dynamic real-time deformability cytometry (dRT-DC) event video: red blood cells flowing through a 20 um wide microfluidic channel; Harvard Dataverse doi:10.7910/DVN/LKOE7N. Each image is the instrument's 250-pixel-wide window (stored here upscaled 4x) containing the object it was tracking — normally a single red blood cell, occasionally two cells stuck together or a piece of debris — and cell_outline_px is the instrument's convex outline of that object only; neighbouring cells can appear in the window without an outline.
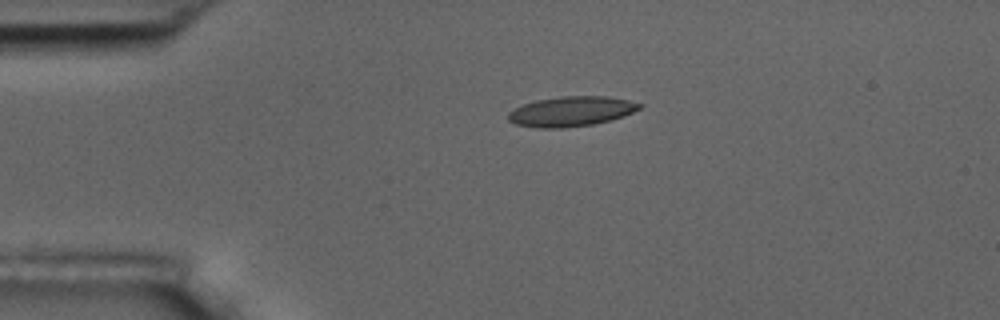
{"species": "common noctule bat (a hibernating species)", "species_latin": "Nyctalus noctula", "temperature_condition": "room temperature", "stored_images_in_passage": 2, "camera_frame_rate_fps": 3000, "um_per_image_px": 0.085, "animal": {"sex": "male", "body_mass_g": 17.5, "forearm_length_mm": 52.3}, "frame": {"image": 1, "passage_image": 1, "time_ms": 0.0, "image_size_px": [1000, 320], "cell_outline_px": [[644, 104], [640, 108], [624, 116], [612, 120], [592, 124], [564, 128], [536, 128], [516, 124], [508, 120], [508, 112], [524, 104], [536, 100], [560, 96], [608, 96], [628, 100]], "centroid_in_image_um": [48.56, 9.47], "position_along_channel_um": 36.4, "area_um2": 22.95}}